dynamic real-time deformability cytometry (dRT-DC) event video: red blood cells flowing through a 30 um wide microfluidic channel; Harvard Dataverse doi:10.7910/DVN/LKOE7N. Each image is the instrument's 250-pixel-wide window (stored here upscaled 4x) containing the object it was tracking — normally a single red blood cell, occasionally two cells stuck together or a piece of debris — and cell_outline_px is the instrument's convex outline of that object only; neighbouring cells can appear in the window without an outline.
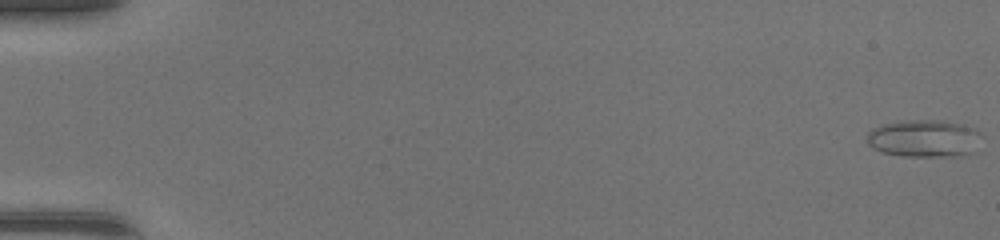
{"species": "common noctule bat (a hibernating species)", "species_latin": "Nyctalus noctula", "temperature_condition": "warm", "stored_images_in_passage": 49, "camera_frame_rate_fps": 3000, "um_per_image_px": 0.085, "animal": {"sex": "female", "body_mass_g": 17.0, "forearm_length_mm": 48.0}, "frame": {"image": 1, "passage_image": 1, "time_ms": 0.0, "image_size_px": [1000, 240], "cell_outline_px": [[980, 132], [976, 152], [964, 156], [900, 156], [884, 152], [868, 144], [868, 132], [872, 128], [884, 124], [908, 120], [940, 120], [960, 124], [976, 128]], "centroid_in_image_um": [78.6, 11.77], "position_along_channel_um": 6.4, "area_um2": 24.97}}
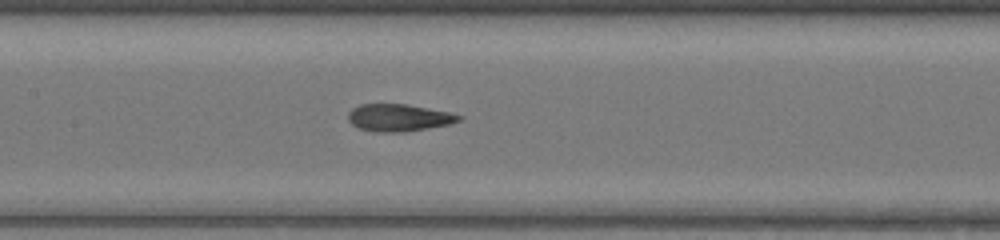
{"frame": {"image": 2, "passage_image": 25, "time_ms": 8.0, "image_size_px": [1000, 240], "cell_outline_px": [[464, 116], [460, 120], [452, 124], [404, 132], [372, 132], [360, 128], [352, 124], [348, 120], [348, 112], [352, 108], [360, 104], [408, 104], [448, 112]], "centroid_in_image_um": [33.89, 10.0], "position_along_channel_um": 173.5, "area_um2": 17.69}}
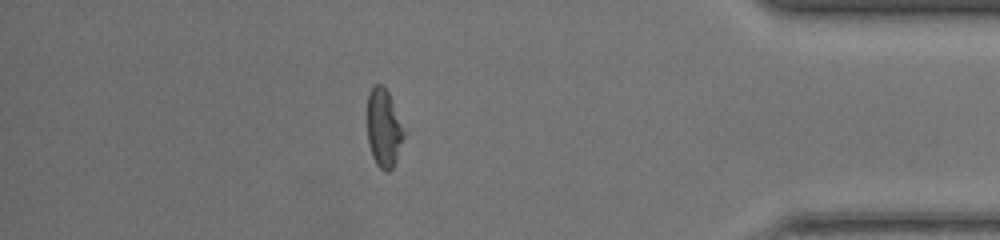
{"frame": {"image": 3, "passage_image": 43, "time_ms": 14.0, "image_size_px": [1000, 240], "cell_outline_px": [[408, 128], [396, 160], [392, 168], [388, 172], [384, 172], [376, 164], [372, 156], [368, 144], [368, 92], [376, 84], [380, 84], [388, 92]], "centroid_in_image_um": [32.68, 10.9], "position_along_channel_um": 402.5, "area_um2": 17.28}, "authors_computed_cell_mechanics": {"area_um2": 18.2648, "velocity_mm_per_s": 4.4093, "shape_relaxation_time_tau1_ms": null, "shape_relaxation_time_tau2_ms": 1.1551, "deformation_change_tau1": null, "deformation_change_tau2": 0.0881}}